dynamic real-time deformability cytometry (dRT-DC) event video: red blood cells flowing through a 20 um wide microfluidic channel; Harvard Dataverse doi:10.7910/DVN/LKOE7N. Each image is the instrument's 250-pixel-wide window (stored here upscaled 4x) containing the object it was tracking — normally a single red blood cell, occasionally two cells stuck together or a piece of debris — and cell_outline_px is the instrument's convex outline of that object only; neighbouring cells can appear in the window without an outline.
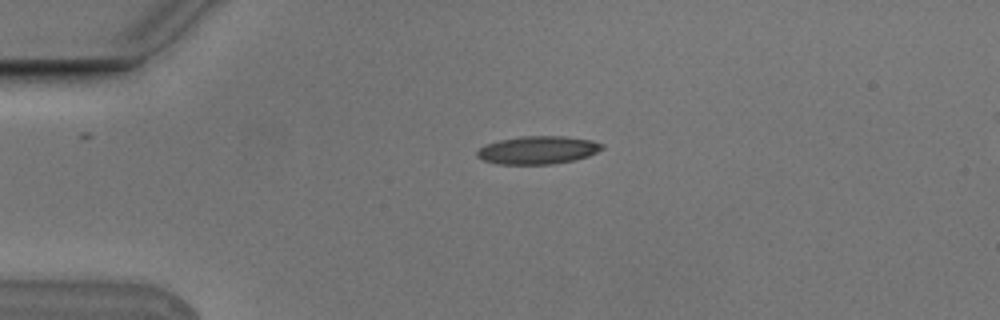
{"species": "Egyptian fruit bat (a non-hibernating species)", "species_latin": "Rousettus aegyptiacus", "temperature_condition": "cold", "stored_images_in_passage": 3, "camera_frame_rate_fps": 3000, "um_per_image_px": 0.085, "animal": {"sex": "male"}, "frame": {"image": 1, "passage_image": 1, "time_ms": 0.0, "image_size_px": [1000, 320], "cell_outline_px": [[604, 148], [588, 156], [572, 160], [552, 164], [496, 164], [480, 160], [476, 156], [476, 152], [480, 148], [488, 144], [500, 140], [524, 136], [564, 136], [592, 140], [604, 144]], "centroid_in_image_um": [45.71, 12.76], "position_along_channel_um": 39.3, "area_um2": 20.35}}